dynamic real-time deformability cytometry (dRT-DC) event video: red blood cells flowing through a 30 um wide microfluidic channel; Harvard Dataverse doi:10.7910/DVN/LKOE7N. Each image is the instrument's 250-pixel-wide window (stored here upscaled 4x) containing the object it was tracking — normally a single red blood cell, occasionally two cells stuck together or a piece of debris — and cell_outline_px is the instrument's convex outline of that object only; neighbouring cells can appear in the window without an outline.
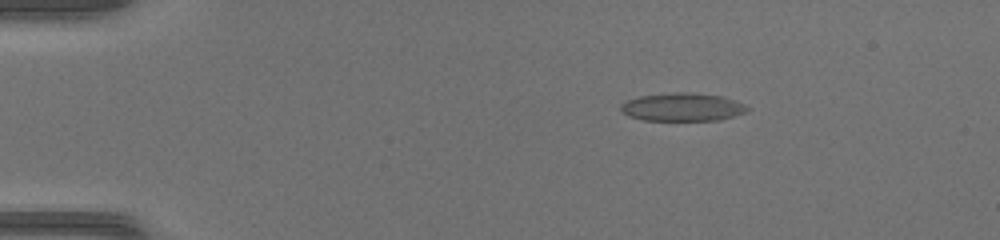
{"species": "common noctule bat (a hibernating species)", "species_latin": "Nyctalus noctula", "temperature_condition": "warm", "stored_images_in_passage": 47, "camera_frame_rate_fps": 3000, "um_per_image_px": 0.085, "animal": {"sex": "female", "body_mass_g": 17.0, "forearm_length_mm": 48.0}, "frame": {"image": 1, "passage_image": 5, "time_ms": 1.333, "image_size_px": [1000, 240], "cell_outline_px": [[748, 108], [744, 112], [720, 120], [644, 120], [628, 116], [620, 108], [620, 104], [628, 100], [640, 96], [676, 92], [692, 92], [720, 96], [736, 100], [744, 104]], "centroid_in_image_um": [57.99, 9.09], "position_along_channel_um": 27.0, "area_um2": 20.52}}
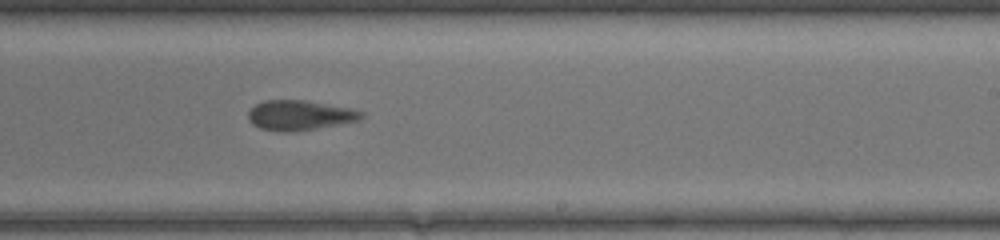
{"frame": {"image": 2, "passage_image": 28, "time_ms": 9.0, "image_size_px": [1000, 240], "cell_outline_px": [[364, 116], [360, 120], [316, 128], [292, 132], [280, 132], [260, 128], [252, 124], [248, 120], [248, 112], [256, 104], [264, 100], [304, 100], [352, 108], [364, 112]], "centroid_in_image_um": [25.47, 9.79], "position_along_channel_um": 263.5, "area_um2": 19.77}}
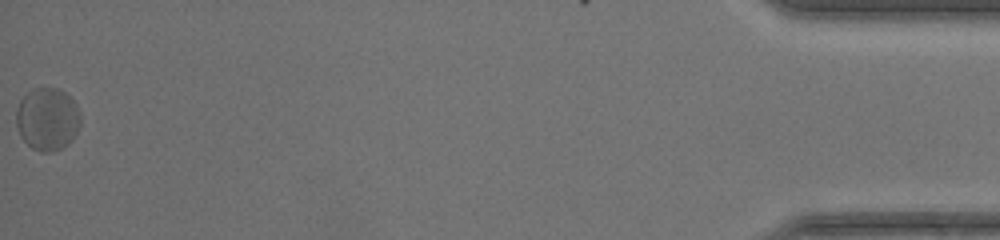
{"frame": {"image": 3, "passage_image": 47, "time_ms": 15.333, "image_size_px": [1000, 240], "cell_outline_px": [[80, 124], [72, 140], [64, 148], [52, 152], [40, 152], [32, 148], [20, 136], [16, 124], [16, 108], [20, 100], [32, 88], [56, 88], [64, 92], [76, 104], [80, 112]], "centroid_in_image_um": [4.02, 10.14], "position_along_channel_um": 431.2, "area_um2": 23.64}, "authors_computed_cell_mechanics": {"area_um2": 20.4612, "velocity_mm_per_s": 4.1673, "shape_relaxation_time_tau1_ms": null, "shape_relaxation_time_tau2_ms": 1.5274, "deformation_change_tau1": null, "deformation_change_tau2": 0.0852}}